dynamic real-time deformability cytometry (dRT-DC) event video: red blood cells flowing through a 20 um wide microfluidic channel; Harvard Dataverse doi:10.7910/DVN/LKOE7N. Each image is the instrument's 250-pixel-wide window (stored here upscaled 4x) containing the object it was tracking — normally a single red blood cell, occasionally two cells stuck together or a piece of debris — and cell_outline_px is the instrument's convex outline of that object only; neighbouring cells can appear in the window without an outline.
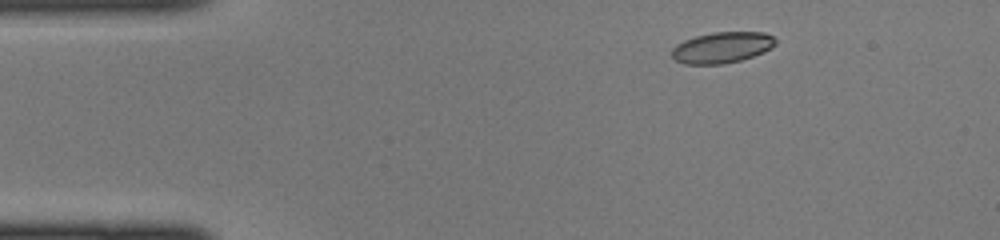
{"species": "common noctule bat (a hibernating species)", "species_latin": "Nyctalus noctula", "temperature_condition": "cold", "stored_images_in_passage": 39, "camera_frame_rate_fps": 3000, "um_per_image_px": 0.085, "animal": {"sex": "female", "body_mass_g": 22.0, "forearm_length_mm": 56.7}, "frame": {"image": 1, "passage_image": 1, "time_ms": 0.0, "image_size_px": [1000, 240], "cell_outline_px": [[776, 44], [772, 48], [764, 52], [740, 60], [724, 64], [684, 64], [676, 60], [672, 56], [672, 48], [676, 44], [684, 40], [696, 36], [712, 32], [764, 32], [772, 36], [776, 40]], "centroid_in_image_um": [61.37, 4.03], "position_along_channel_um": 23.6, "area_um2": 18.79}}
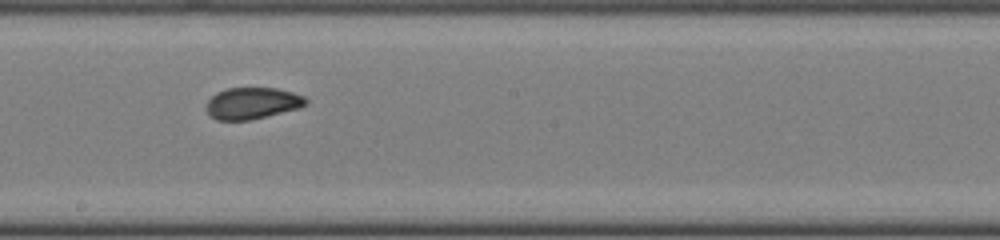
{"frame": {"image": 2, "passage_image": 19, "time_ms": 6.0, "image_size_px": [1000, 240], "cell_outline_px": [[308, 104], [300, 108], [252, 120], [216, 120], [204, 108], [204, 104], [216, 92], [228, 88], [276, 88], [292, 92], [304, 96], [308, 100]], "centroid_in_image_um": [21.44, 8.78], "position_along_channel_um": 226.8, "area_um2": 18.55}}
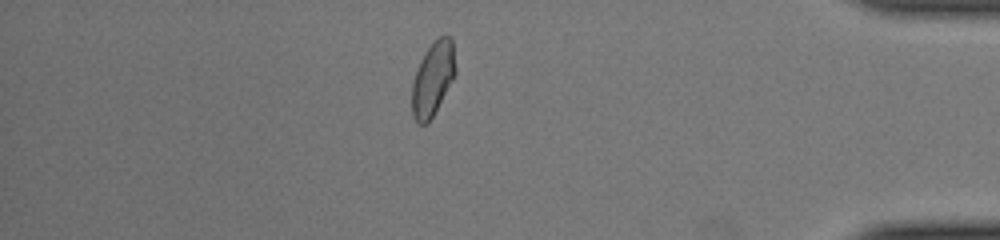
{"frame": {"image": 3, "passage_image": 33, "time_ms": 10.667, "image_size_px": [1000, 240], "cell_outline_px": [[456, 72], [452, 80], [428, 124], [420, 124], [412, 116], [412, 84], [420, 60], [424, 52], [440, 36], [452, 36], [456, 68]], "centroid_in_image_um": [36.79, 6.68], "position_along_channel_um": 398.4, "area_um2": 18.5}}